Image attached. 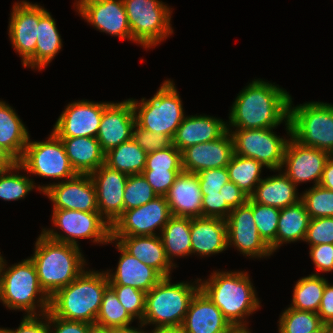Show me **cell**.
Masks as SVG:
<instances>
[{"label": "cell", "mask_w": 333, "mask_h": 333, "mask_svg": "<svg viewBox=\"0 0 333 333\" xmlns=\"http://www.w3.org/2000/svg\"><path fill=\"white\" fill-rule=\"evenodd\" d=\"M290 98L279 85L254 79L234 99L227 129L277 128L289 119Z\"/></svg>", "instance_id": "cell-1"}, {"label": "cell", "mask_w": 333, "mask_h": 333, "mask_svg": "<svg viewBox=\"0 0 333 333\" xmlns=\"http://www.w3.org/2000/svg\"><path fill=\"white\" fill-rule=\"evenodd\" d=\"M209 277L199 278L200 289L231 325H248L247 318L261 306L248 272L215 270Z\"/></svg>", "instance_id": "cell-2"}, {"label": "cell", "mask_w": 333, "mask_h": 333, "mask_svg": "<svg viewBox=\"0 0 333 333\" xmlns=\"http://www.w3.org/2000/svg\"><path fill=\"white\" fill-rule=\"evenodd\" d=\"M80 247L54 241L42 232L36 239L33 261L41 288L51 297L86 270V259Z\"/></svg>", "instance_id": "cell-3"}, {"label": "cell", "mask_w": 333, "mask_h": 333, "mask_svg": "<svg viewBox=\"0 0 333 333\" xmlns=\"http://www.w3.org/2000/svg\"><path fill=\"white\" fill-rule=\"evenodd\" d=\"M109 286L106 271L86 268L74 281L50 297L49 311L66 320L95 323Z\"/></svg>", "instance_id": "cell-4"}, {"label": "cell", "mask_w": 333, "mask_h": 333, "mask_svg": "<svg viewBox=\"0 0 333 333\" xmlns=\"http://www.w3.org/2000/svg\"><path fill=\"white\" fill-rule=\"evenodd\" d=\"M0 263V302L9 310L24 315H42L49 311L50 297L41 288L36 267L30 257L10 266Z\"/></svg>", "instance_id": "cell-5"}, {"label": "cell", "mask_w": 333, "mask_h": 333, "mask_svg": "<svg viewBox=\"0 0 333 333\" xmlns=\"http://www.w3.org/2000/svg\"><path fill=\"white\" fill-rule=\"evenodd\" d=\"M164 277L145 295V312L142 322L147 326H181L192 297L200 289L199 278L195 281L172 283Z\"/></svg>", "instance_id": "cell-6"}, {"label": "cell", "mask_w": 333, "mask_h": 333, "mask_svg": "<svg viewBox=\"0 0 333 333\" xmlns=\"http://www.w3.org/2000/svg\"><path fill=\"white\" fill-rule=\"evenodd\" d=\"M136 124L147 131L169 136L172 140L186 117L181 96L174 81L166 79L150 98H130Z\"/></svg>", "instance_id": "cell-7"}, {"label": "cell", "mask_w": 333, "mask_h": 333, "mask_svg": "<svg viewBox=\"0 0 333 333\" xmlns=\"http://www.w3.org/2000/svg\"><path fill=\"white\" fill-rule=\"evenodd\" d=\"M292 99L289 101L291 137L301 145L333 155V104L311 101L294 106Z\"/></svg>", "instance_id": "cell-8"}, {"label": "cell", "mask_w": 333, "mask_h": 333, "mask_svg": "<svg viewBox=\"0 0 333 333\" xmlns=\"http://www.w3.org/2000/svg\"><path fill=\"white\" fill-rule=\"evenodd\" d=\"M132 41L150 49L171 36L172 8L160 0H123Z\"/></svg>", "instance_id": "cell-9"}, {"label": "cell", "mask_w": 333, "mask_h": 333, "mask_svg": "<svg viewBox=\"0 0 333 333\" xmlns=\"http://www.w3.org/2000/svg\"><path fill=\"white\" fill-rule=\"evenodd\" d=\"M53 228H42V233L48 238L79 246L78 239H92L93 243L110 244L111 226L99 212L76 210H52ZM62 230L58 233L57 230ZM64 233V234H63Z\"/></svg>", "instance_id": "cell-10"}, {"label": "cell", "mask_w": 333, "mask_h": 333, "mask_svg": "<svg viewBox=\"0 0 333 333\" xmlns=\"http://www.w3.org/2000/svg\"><path fill=\"white\" fill-rule=\"evenodd\" d=\"M276 128L227 129L233 139L234 154L261 162L270 171L281 170L286 144L291 136L289 119L285 122L286 137L276 134Z\"/></svg>", "instance_id": "cell-11"}, {"label": "cell", "mask_w": 333, "mask_h": 333, "mask_svg": "<svg viewBox=\"0 0 333 333\" xmlns=\"http://www.w3.org/2000/svg\"><path fill=\"white\" fill-rule=\"evenodd\" d=\"M47 140L32 141L29 137L22 158L18 163L24 172L61 182L77 175L74 171L61 139L51 131Z\"/></svg>", "instance_id": "cell-12"}, {"label": "cell", "mask_w": 333, "mask_h": 333, "mask_svg": "<svg viewBox=\"0 0 333 333\" xmlns=\"http://www.w3.org/2000/svg\"><path fill=\"white\" fill-rule=\"evenodd\" d=\"M171 216L165 196H157L145 205L124 211L111 225V236L160 235Z\"/></svg>", "instance_id": "cell-13"}, {"label": "cell", "mask_w": 333, "mask_h": 333, "mask_svg": "<svg viewBox=\"0 0 333 333\" xmlns=\"http://www.w3.org/2000/svg\"><path fill=\"white\" fill-rule=\"evenodd\" d=\"M10 13L8 36L13 49L21 57L22 66L35 70V48L38 36L39 4L20 0Z\"/></svg>", "instance_id": "cell-14"}, {"label": "cell", "mask_w": 333, "mask_h": 333, "mask_svg": "<svg viewBox=\"0 0 333 333\" xmlns=\"http://www.w3.org/2000/svg\"><path fill=\"white\" fill-rule=\"evenodd\" d=\"M37 190L52 202V210L99 212L96 188L88 174H77L58 183L38 184Z\"/></svg>", "instance_id": "cell-15"}, {"label": "cell", "mask_w": 333, "mask_h": 333, "mask_svg": "<svg viewBox=\"0 0 333 333\" xmlns=\"http://www.w3.org/2000/svg\"><path fill=\"white\" fill-rule=\"evenodd\" d=\"M227 224L228 248L234 247L248 258H269L270 247L260 237L255 225L252 201L248 198L242 206L232 209L225 219Z\"/></svg>", "instance_id": "cell-16"}, {"label": "cell", "mask_w": 333, "mask_h": 333, "mask_svg": "<svg viewBox=\"0 0 333 333\" xmlns=\"http://www.w3.org/2000/svg\"><path fill=\"white\" fill-rule=\"evenodd\" d=\"M75 10L99 32L132 41L123 0H75Z\"/></svg>", "instance_id": "cell-17"}, {"label": "cell", "mask_w": 333, "mask_h": 333, "mask_svg": "<svg viewBox=\"0 0 333 333\" xmlns=\"http://www.w3.org/2000/svg\"><path fill=\"white\" fill-rule=\"evenodd\" d=\"M331 154L314 147L301 145L291 136L284 151L281 171L298 187L301 183L319 185L322 172Z\"/></svg>", "instance_id": "cell-18"}, {"label": "cell", "mask_w": 333, "mask_h": 333, "mask_svg": "<svg viewBox=\"0 0 333 333\" xmlns=\"http://www.w3.org/2000/svg\"><path fill=\"white\" fill-rule=\"evenodd\" d=\"M110 102L78 100L69 103L58 117L52 131L59 138L95 137L102 114Z\"/></svg>", "instance_id": "cell-19"}, {"label": "cell", "mask_w": 333, "mask_h": 333, "mask_svg": "<svg viewBox=\"0 0 333 333\" xmlns=\"http://www.w3.org/2000/svg\"><path fill=\"white\" fill-rule=\"evenodd\" d=\"M128 176L105 163L90 174L96 188L99 213L110 226L123 213L124 189Z\"/></svg>", "instance_id": "cell-20"}, {"label": "cell", "mask_w": 333, "mask_h": 333, "mask_svg": "<svg viewBox=\"0 0 333 333\" xmlns=\"http://www.w3.org/2000/svg\"><path fill=\"white\" fill-rule=\"evenodd\" d=\"M136 124L131 99L110 102L104 109L98 134L96 136L101 149L107 153L133 136Z\"/></svg>", "instance_id": "cell-21"}, {"label": "cell", "mask_w": 333, "mask_h": 333, "mask_svg": "<svg viewBox=\"0 0 333 333\" xmlns=\"http://www.w3.org/2000/svg\"><path fill=\"white\" fill-rule=\"evenodd\" d=\"M233 155V139L227 130L216 140L195 144L182 150V168L185 172L197 174L206 169L227 167Z\"/></svg>", "instance_id": "cell-22"}, {"label": "cell", "mask_w": 333, "mask_h": 333, "mask_svg": "<svg viewBox=\"0 0 333 333\" xmlns=\"http://www.w3.org/2000/svg\"><path fill=\"white\" fill-rule=\"evenodd\" d=\"M110 243H115L121 255L116 270L106 271L109 286H131L147 293L164 278L153 267L129 254L117 241L110 238Z\"/></svg>", "instance_id": "cell-23"}, {"label": "cell", "mask_w": 333, "mask_h": 333, "mask_svg": "<svg viewBox=\"0 0 333 333\" xmlns=\"http://www.w3.org/2000/svg\"><path fill=\"white\" fill-rule=\"evenodd\" d=\"M184 333H227L232 326L221 310L199 289L182 323Z\"/></svg>", "instance_id": "cell-24"}, {"label": "cell", "mask_w": 333, "mask_h": 333, "mask_svg": "<svg viewBox=\"0 0 333 333\" xmlns=\"http://www.w3.org/2000/svg\"><path fill=\"white\" fill-rule=\"evenodd\" d=\"M173 216L203 217L202 191L196 173L182 171L165 195Z\"/></svg>", "instance_id": "cell-25"}, {"label": "cell", "mask_w": 333, "mask_h": 333, "mask_svg": "<svg viewBox=\"0 0 333 333\" xmlns=\"http://www.w3.org/2000/svg\"><path fill=\"white\" fill-rule=\"evenodd\" d=\"M192 255L209 257L228 250L227 224L215 217L191 218Z\"/></svg>", "instance_id": "cell-26"}, {"label": "cell", "mask_w": 333, "mask_h": 333, "mask_svg": "<svg viewBox=\"0 0 333 333\" xmlns=\"http://www.w3.org/2000/svg\"><path fill=\"white\" fill-rule=\"evenodd\" d=\"M227 131V122L216 116L186 115L177 128L173 145L180 151L195 144L220 138Z\"/></svg>", "instance_id": "cell-27"}, {"label": "cell", "mask_w": 333, "mask_h": 333, "mask_svg": "<svg viewBox=\"0 0 333 333\" xmlns=\"http://www.w3.org/2000/svg\"><path fill=\"white\" fill-rule=\"evenodd\" d=\"M129 254L153 267L163 277H171L172 269L176 268L168 260L160 235L147 236H111Z\"/></svg>", "instance_id": "cell-28"}, {"label": "cell", "mask_w": 333, "mask_h": 333, "mask_svg": "<svg viewBox=\"0 0 333 333\" xmlns=\"http://www.w3.org/2000/svg\"><path fill=\"white\" fill-rule=\"evenodd\" d=\"M278 172L259 182L249 196L252 202L282 209L301 200L297 186L281 170Z\"/></svg>", "instance_id": "cell-29"}, {"label": "cell", "mask_w": 333, "mask_h": 333, "mask_svg": "<svg viewBox=\"0 0 333 333\" xmlns=\"http://www.w3.org/2000/svg\"><path fill=\"white\" fill-rule=\"evenodd\" d=\"M77 174L90 175L105 163V153L95 137L60 138Z\"/></svg>", "instance_id": "cell-30"}, {"label": "cell", "mask_w": 333, "mask_h": 333, "mask_svg": "<svg viewBox=\"0 0 333 333\" xmlns=\"http://www.w3.org/2000/svg\"><path fill=\"white\" fill-rule=\"evenodd\" d=\"M29 137L28 129L16 110L8 102L0 100V145L19 161Z\"/></svg>", "instance_id": "cell-31"}, {"label": "cell", "mask_w": 333, "mask_h": 333, "mask_svg": "<svg viewBox=\"0 0 333 333\" xmlns=\"http://www.w3.org/2000/svg\"><path fill=\"white\" fill-rule=\"evenodd\" d=\"M61 35L51 13L39 4L38 36L35 48V70L47 68L62 50Z\"/></svg>", "instance_id": "cell-32"}, {"label": "cell", "mask_w": 333, "mask_h": 333, "mask_svg": "<svg viewBox=\"0 0 333 333\" xmlns=\"http://www.w3.org/2000/svg\"><path fill=\"white\" fill-rule=\"evenodd\" d=\"M190 228L191 218L172 215L161 231L166 256L175 267L174 258L192 255Z\"/></svg>", "instance_id": "cell-33"}, {"label": "cell", "mask_w": 333, "mask_h": 333, "mask_svg": "<svg viewBox=\"0 0 333 333\" xmlns=\"http://www.w3.org/2000/svg\"><path fill=\"white\" fill-rule=\"evenodd\" d=\"M310 219L301 200L282 208L277 225V250L283 244L304 241Z\"/></svg>", "instance_id": "cell-34"}, {"label": "cell", "mask_w": 333, "mask_h": 333, "mask_svg": "<svg viewBox=\"0 0 333 333\" xmlns=\"http://www.w3.org/2000/svg\"><path fill=\"white\" fill-rule=\"evenodd\" d=\"M327 283L328 280L318 272L300 278L293 287L292 301L289 307L299 311L317 313Z\"/></svg>", "instance_id": "cell-35"}, {"label": "cell", "mask_w": 333, "mask_h": 333, "mask_svg": "<svg viewBox=\"0 0 333 333\" xmlns=\"http://www.w3.org/2000/svg\"><path fill=\"white\" fill-rule=\"evenodd\" d=\"M147 153L131 139L105 153V164L128 175L141 174Z\"/></svg>", "instance_id": "cell-36"}, {"label": "cell", "mask_w": 333, "mask_h": 333, "mask_svg": "<svg viewBox=\"0 0 333 333\" xmlns=\"http://www.w3.org/2000/svg\"><path fill=\"white\" fill-rule=\"evenodd\" d=\"M263 167L265 166L255 159L234 154L226 168L229 181L235 183L249 197L263 179Z\"/></svg>", "instance_id": "cell-37"}, {"label": "cell", "mask_w": 333, "mask_h": 333, "mask_svg": "<svg viewBox=\"0 0 333 333\" xmlns=\"http://www.w3.org/2000/svg\"><path fill=\"white\" fill-rule=\"evenodd\" d=\"M23 167L17 162L12 168L0 174V199L4 201H18L26 198L28 193L36 189L31 176L19 174Z\"/></svg>", "instance_id": "cell-38"}, {"label": "cell", "mask_w": 333, "mask_h": 333, "mask_svg": "<svg viewBox=\"0 0 333 333\" xmlns=\"http://www.w3.org/2000/svg\"><path fill=\"white\" fill-rule=\"evenodd\" d=\"M134 319L119 302L114 290L108 286L103 293L100 311L95 323L107 328H117L131 325Z\"/></svg>", "instance_id": "cell-39"}, {"label": "cell", "mask_w": 333, "mask_h": 333, "mask_svg": "<svg viewBox=\"0 0 333 333\" xmlns=\"http://www.w3.org/2000/svg\"><path fill=\"white\" fill-rule=\"evenodd\" d=\"M279 316L278 333H311L323 324L317 313L290 307Z\"/></svg>", "instance_id": "cell-40"}, {"label": "cell", "mask_w": 333, "mask_h": 333, "mask_svg": "<svg viewBox=\"0 0 333 333\" xmlns=\"http://www.w3.org/2000/svg\"><path fill=\"white\" fill-rule=\"evenodd\" d=\"M279 208L252 202V211L260 237L274 253L277 250V225Z\"/></svg>", "instance_id": "cell-41"}, {"label": "cell", "mask_w": 333, "mask_h": 333, "mask_svg": "<svg viewBox=\"0 0 333 333\" xmlns=\"http://www.w3.org/2000/svg\"><path fill=\"white\" fill-rule=\"evenodd\" d=\"M301 201L311 219L333 217V191L320 184L311 186L302 192Z\"/></svg>", "instance_id": "cell-42"}, {"label": "cell", "mask_w": 333, "mask_h": 333, "mask_svg": "<svg viewBox=\"0 0 333 333\" xmlns=\"http://www.w3.org/2000/svg\"><path fill=\"white\" fill-rule=\"evenodd\" d=\"M157 194L142 174L129 175L124 189L123 212L154 200Z\"/></svg>", "instance_id": "cell-43"}, {"label": "cell", "mask_w": 333, "mask_h": 333, "mask_svg": "<svg viewBox=\"0 0 333 333\" xmlns=\"http://www.w3.org/2000/svg\"><path fill=\"white\" fill-rule=\"evenodd\" d=\"M127 313L138 322H142L145 312L146 293L131 286H110Z\"/></svg>", "instance_id": "cell-44"}, {"label": "cell", "mask_w": 333, "mask_h": 333, "mask_svg": "<svg viewBox=\"0 0 333 333\" xmlns=\"http://www.w3.org/2000/svg\"><path fill=\"white\" fill-rule=\"evenodd\" d=\"M144 170H183L181 151L172 144L148 153Z\"/></svg>", "instance_id": "cell-45"}, {"label": "cell", "mask_w": 333, "mask_h": 333, "mask_svg": "<svg viewBox=\"0 0 333 333\" xmlns=\"http://www.w3.org/2000/svg\"><path fill=\"white\" fill-rule=\"evenodd\" d=\"M304 242L309 247L333 244V217L310 219Z\"/></svg>", "instance_id": "cell-46"}, {"label": "cell", "mask_w": 333, "mask_h": 333, "mask_svg": "<svg viewBox=\"0 0 333 333\" xmlns=\"http://www.w3.org/2000/svg\"><path fill=\"white\" fill-rule=\"evenodd\" d=\"M132 139L147 154L165 149L173 144V140L169 136L147 131L137 124L134 126Z\"/></svg>", "instance_id": "cell-47"}, {"label": "cell", "mask_w": 333, "mask_h": 333, "mask_svg": "<svg viewBox=\"0 0 333 333\" xmlns=\"http://www.w3.org/2000/svg\"><path fill=\"white\" fill-rule=\"evenodd\" d=\"M198 175L202 195L219 193L222 186L229 182L226 167L202 170Z\"/></svg>", "instance_id": "cell-48"}, {"label": "cell", "mask_w": 333, "mask_h": 333, "mask_svg": "<svg viewBox=\"0 0 333 333\" xmlns=\"http://www.w3.org/2000/svg\"><path fill=\"white\" fill-rule=\"evenodd\" d=\"M183 170H143L142 175L157 196H165Z\"/></svg>", "instance_id": "cell-49"}, {"label": "cell", "mask_w": 333, "mask_h": 333, "mask_svg": "<svg viewBox=\"0 0 333 333\" xmlns=\"http://www.w3.org/2000/svg\"><path fill=\"white\" fill-rule=\"evenodd\" d=\"M203 217H215L226 219L232 209L223 200L222 193L203 195L202 199Z\"/></svg>", "instance_id": "cell-50"}, {"label": "cell", "mask_w": 333, "mask_h": 333, "mask_svg": "<svg viewBox=\"0 0 333 333\" xmlns=\"http://www.w3.org/2000/svg\"><path fill=\"white\" fill-rule=\"evenodd\" d=\"M7 333H50L48 311L42 315H24L16 329L6 328Z\"/></svg>", "instance_id": "cell-51"}, {"label": "cell", "mask_w": 333, "mask_h": 333, "mask_svg": "<svg viewBox=\"0 0 333 333\" xmlns=\"http://www.w3.org/2000/svg\"><path fill=\"white\" fill-rule=\"evenodd\" d=\"M309 249V256L316 271L319 273L333 272V244H320Z\"/></svg>", "instance_id": "cell-52"}, {"label": "cell", "mask_w": 333, "mask_h": 333, "mask_svg": "<svg viewBox=\"0 0 333 333\" xmlns=\"http://www.w3.org/2000/svg\"><path fill=\"white\" fill-rule=\"evenodd\" d=\"M48 324L50 333H88L90 323L66 320L56 317L48 311Z\"/></svg>", "instance_id": "cell-53"}, {"label": "cell", "mask_w": 333, "mask_h": 333, "mask_svg": "<svg viewBox=\"0 0 333 333\" xmlns=\"http://www.w3.org/2000/svg\"><path fill=\"white\" fill-rule=\"evenodd\" d=\"M220 193H222L223 200L231 208H237L245 204L248 200V196L245 195L242 190L232 181L227 182L222 186Z\"/></svg>", "instance_id": "cell-54"}, {"label": "cell", "mask_w": 333, "mask_h": 333, "mask_svg": "<svg viewBox=\"0 0 333 333\" xmlns=\"http://www.w3.org/2000/svg\"><path fill=\"white\" fill-rule=\"evenodd\" d=\"M317 314L324 324L333 326V284L330 282L325 285Z\"/></svg>", "instance_id": "cell-55"}, {"label": "cell", "mask_w": 333, "mask_h": 333, "mask_svg": "<svg viewBox=\"0 0 333 333\" xmlns=\"http://www.w3.org/2000/svg\"><path fill=\"white\" fill-rule=\"evenodd\" d=\"M319 184L322 187L333 191V155L330 156L325 165Z\"/></svg>", "instance_id": "cell-56"}, {"label": "cell", "mask_w": 333, "mask_h": 333, "mask_svg": "<svg viewBox=\"0 0 333 333\" xmlns=\"http://www.w3.org/2000/svg\"><path fill=\"white\" fill-rule=\"evenodd\" d=\"M138 327L135 328L134 326L128 325L124 327H117L112 329V333H147L145 330V324L143 322H138ZM142 327H144L142 329ZM145 330V331H144Z\"/></svg>", "instance_id": "cell-57"}, {"label": "cell", "mask_w": 333, "mask_h": 333, "mask_svg": "<svg viewBox=\"0 0 333 333\" xmlns=\"http://www.w3.org/2000/svg\"><path fill=\"white\" fill-rule=\"evenodd\" d=\"M18 161L0 145V166H14Z\"/></svg>", "instance_id": "cell-58"}, {"label": "cell", "mask_w": 333, "mask_h": 333, "mask_svg": "<svg viewBox=\"0 0 333 333\" xmlns=\"http://www.w3.org/2000/svg\"><path fill=\"white\" fill-rule=\"evenodd\" d=\"M147 333H184L182 326H169V327H153L150 332Z\"/></svg>", "instance_id": "cell-59"}, {"label": "cell", "mask_w": 333, "mask_h": 333, "mask_svg": "<svg viewBox=\"0 0 333 333\" xmlns=\"http://www.w3.org/2000/svg\"><path fill=\"white\" fill-rule=\"evenodd\" d=\"M88 333H112V329L97 323H90Z\"/></svg>", "instance_id": "cell-60"}, {"label": "cell", "mask_w": 333, "mask_h": 333, "mask_svg": "<svg viewBox=\"0 0 333 333\" xmlns=\"http://www.w3.org/2000/svg\"><path fill=\"white\" fill-rule=\"evenodd\" d=\"M227 333H252L248 325H232Z\"/></svg>", "instance_id": "cell-61"}, {"label": "cell", "mask_w": 333, "mask_h": 333, "mask_svg": "<svg viewBox=\"0 0 333 333\" xmlns=\"http://www.w3.org/2000/svg\"><path fill=\"white\" fill-rule=\"evenodd\" d=\"M332 329L333 326L323 323L318 329L312 331L311 333H330Z\"/></svg>", "instance_id": "cell-62"}, {"label": "cell", "mask_w": 333, "mask_h": 333, "mask_svg": "<svg viewBox=\"0 0 333 333\" xmlns=\"http://www.w3.org/2000/svg\"><path fill=\"white\" fill-rule=\"evenodd\" d=\"M13 166H0V174L5 171V170H8L10 168H12Z\"/></svg>", "instance_id": "cell-63"}, {"label": "cell", "mask_w": 333, "mask_h": 333, "mask_svg": "<svg viewBox=\"0 0 333 333\" xmlns=\"http://www.w3.org/2000/svg\"><path fill=\"white\" fill-rule=\"evenodd\" d=\"M0 333H7L6 328H4V327L1 328V327H0Z\"/></svg>", "instance_id": "cell-64"}, {"label": "cell", "mask_w": 333, "mask_h": 333, "mask_svg": "<svg viewBox=\"0 0 333 333\" xmlns=\"http://www.w3.org/2000/svg\"><path fill=\"white\" fill-rule=\"evenodd\" d=\"M2 258H3V256H2V254H1V252H0V263H1Z\"/></svg>", "instance_id": "cell-65"}]
</instances>
